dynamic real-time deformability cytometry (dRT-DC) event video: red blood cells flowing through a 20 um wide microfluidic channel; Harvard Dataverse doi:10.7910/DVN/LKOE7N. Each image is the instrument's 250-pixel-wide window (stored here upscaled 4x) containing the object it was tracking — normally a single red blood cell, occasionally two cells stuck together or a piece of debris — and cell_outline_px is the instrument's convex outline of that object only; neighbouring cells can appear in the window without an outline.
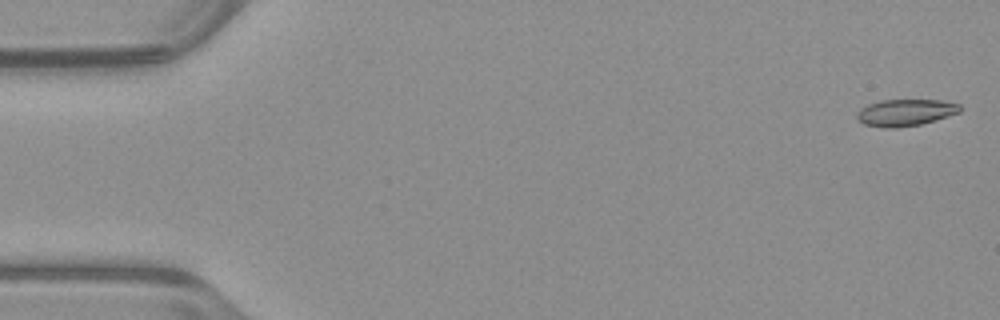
{"species": "common noctule bat (a hibernating species)", "species_latin": "Nyctalus noctula", "temperature_condition": "warm", "stored_images_in_passage": 53, "camera_frame_rate_fps": 3000, "um_per_image_px": 0.085, "animal": {"sex": "male", "body_mass_g": 23.1, "forearm_length_mm": 52.7}, "frame": {"image": 1, "passage_image": 2, "time_ms": 0.333, "image_size_px": [1000, 320], "cell_outline_px": [[960, 112], [948, 116], [920, 124], [896, 128], [880, 128], [864, 124], [856, 116], [860, 108], [868, 104], [880, 100], [940, 100], [960, 104]], "centroid_in_image_um": [76.94, 9.57], "position_along_channel_um": 8.1, "area_um2": 16.01}}
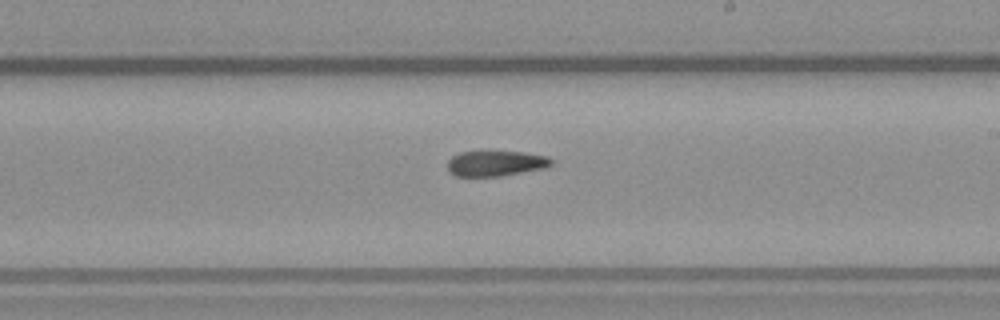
{"frame": {"image": 2, "passage_image": 31, "time_ms": 10.0, "image_size_px": [1000, 320], "cell_outline_px": [[552, 164], [544, 168], [500, 176], [456, 176], [448, 172], [448, 160], [452, 156], [460, 152], [524, 152], [548, 156], [552, 160]], "centroid_in_image_um": [42.12, 13.89], "position_along_channel_um": 246.9, "area_um2": 15.26}}
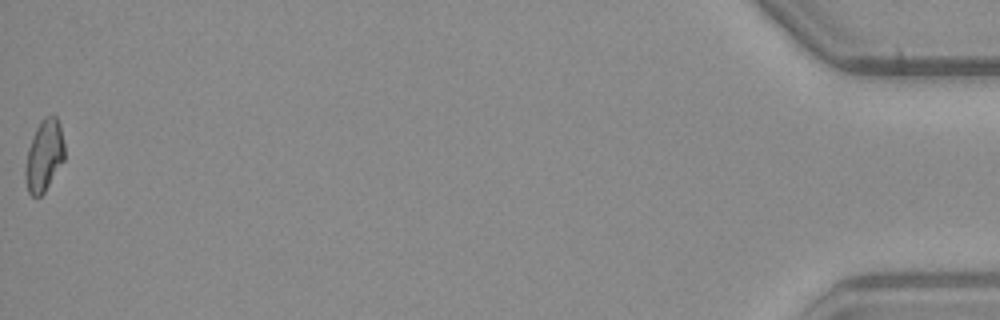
{"frame": {"image": 3, "passage_image": 53, "time_ms": 17.333, "image_size_px": [1000, 320], "cell_outline_px": [[64, 160], [44, 192], [40, 196], [32, 196], [28, 192], [24, 176], [24, 168], [28, 148], [36, 128], [40, 120], [44, 116], [56, 116], [60, 124], [64, 144]], "centroid_in_image_um": [3.74, 13.22], "position_along_channel_um": 431.5, "area_um2": 16.36}, "authors_computed_cell_mechanics": {"area_um2": 16.473, "velocity_mm_per_s": 3.9805, "shape_relaxation_time_tau1_ms": null, "shape_relaxation_time_tau2_ms": 11.1831, "deformation_change_tau1": null, "deformation_change_tau2": 0.1928}}